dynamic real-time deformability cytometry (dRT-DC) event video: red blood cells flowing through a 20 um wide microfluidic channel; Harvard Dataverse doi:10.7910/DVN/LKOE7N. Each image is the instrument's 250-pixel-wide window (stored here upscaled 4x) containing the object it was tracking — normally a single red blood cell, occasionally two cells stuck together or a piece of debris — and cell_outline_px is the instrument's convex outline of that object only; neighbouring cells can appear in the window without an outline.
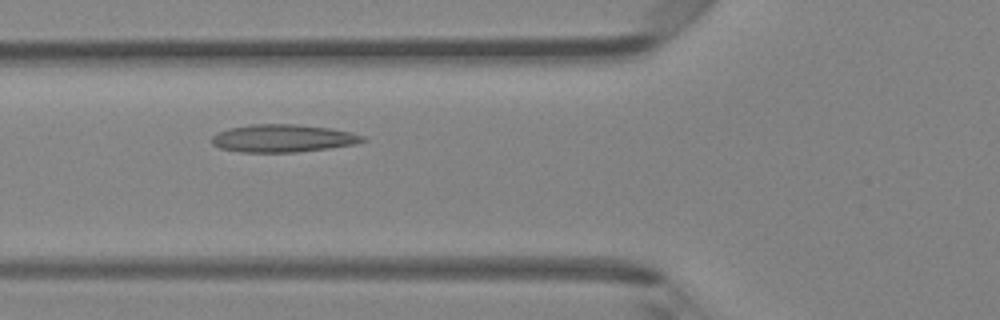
{"species": "Egyptian fruit bat (a non-hibernating species)", "species_latin": "Rousettus aegyptiacus", "temperature_condition": "room temperature", "stored_images_in_passage": 6, "camera_frame_rate_fps": 3000, "um_per_image_px": 0.085, "animal": {"sex": "female"}, "frame": {"image": 1, "passage_image": 5, "time_ms": 1.333, "image_size_px": [1000, 320], "cell_outline_px": [[368, 140], [356, 144], [328, 148], [296, 152], [240, 152], [220, 148], [212, 144], [212, 136], [228, 128], [248, 124], [296, 124], [332, 128], [364, 136]], "centroid_in_image_um": [24.05, 11.75], "position_along_channel_um": 101.8, "area_um2": 24.39}}
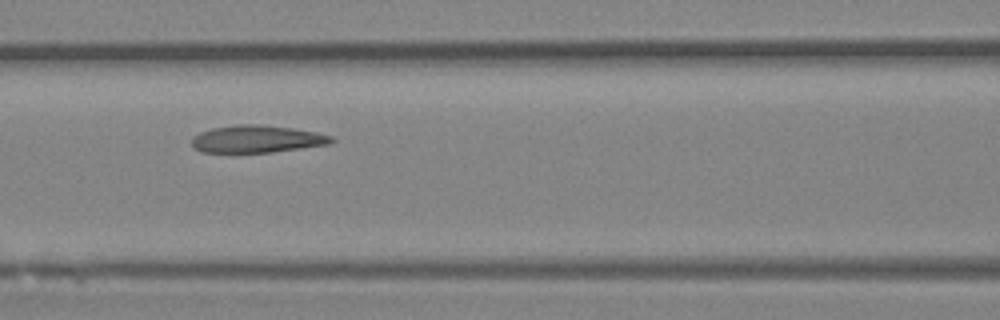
{"frame": {"image": 2, "passage_image": 6, "time_ms": 1.667, "image_size_px": [1000, 320], "cell_outline_px": [[336, 140], [328, 144], [272, 152], [200, 152], [192, 148], [192, 136], [200, 132], [212, 128], [236, 124], [256, 124], [292, 128], [316, 132], [332, 136]], "centroid_in_image_um": [21.79, 11.81], "position_along_channel_um": 144.8, "area_um2": 22.25}}